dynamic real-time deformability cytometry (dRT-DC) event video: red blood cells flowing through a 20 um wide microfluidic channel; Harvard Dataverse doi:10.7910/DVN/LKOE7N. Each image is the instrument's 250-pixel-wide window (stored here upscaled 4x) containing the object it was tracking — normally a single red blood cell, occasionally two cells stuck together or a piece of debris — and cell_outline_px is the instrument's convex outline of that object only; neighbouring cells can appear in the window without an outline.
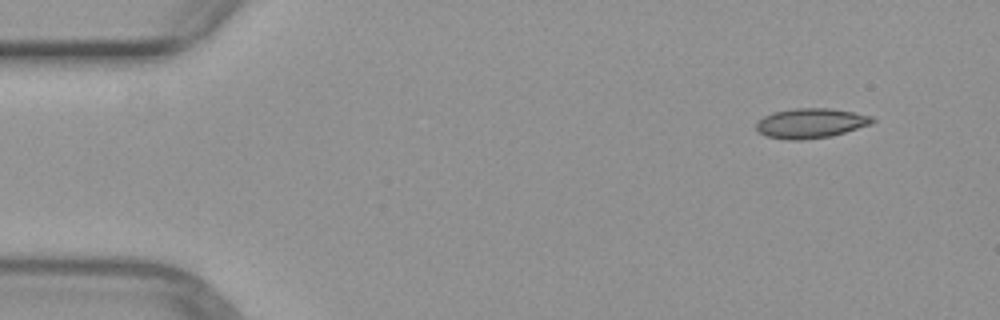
{"species": "common noctule bat (a hibernating species)", "species_latin": "Nyctalus noctula", "temperature_condition": "warm", "stored_images_in_passage": 47, "camera_frame_rate_fps": 3000, "um_per_image_px": 0.085, "animal": {"sex": "female", "body_mass_g": 29.2, "forearm_length_mm": 56.3}, "frame": {"image": 1, "passage_image": 1, "time_ms": 0.0, "image_size_px": [1000, 320], "cell_outline_px": [[876, 120], [872, 124], [832, 136], [800, 140], [788, 140], [768, 136], [760, 132], [756, 128], [756, 124], [764, 116], [772, 112], [792, 108], [832, 108], [872, 116]], "centroid_in_image_um": [68.94, 10.46], "position_along_channel_um": 16.1, "area_um2": 20.17}}
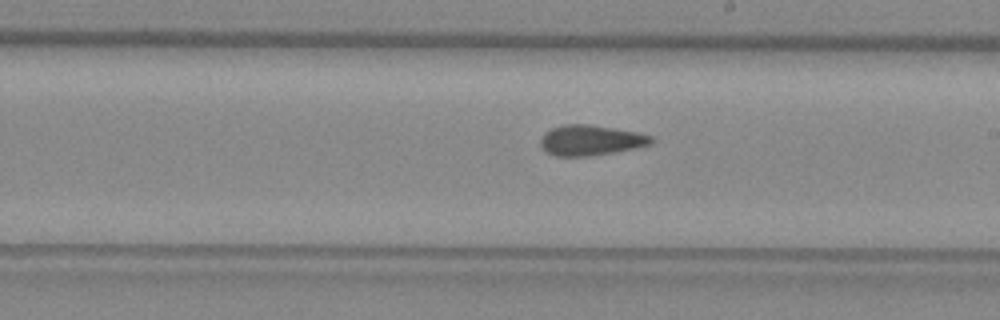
{"frame": {"image": 2, "passage_image": 25, "time_ms": 8.0, "image_size_px": [1000, 320], "cell_outline_px": [[656, 140], [652, 144], [636, 148], [588, 156], [556, 156], [548, 152], [540, 144], [540, 140], [544, 132], [552, 128], [564, 124], [588, 124], [636, 132], [652, 136]], "centroid_in_image_um": [50.22, 11.91], "position_along_channel_um": 238.8, "area_um2": 19.48}}
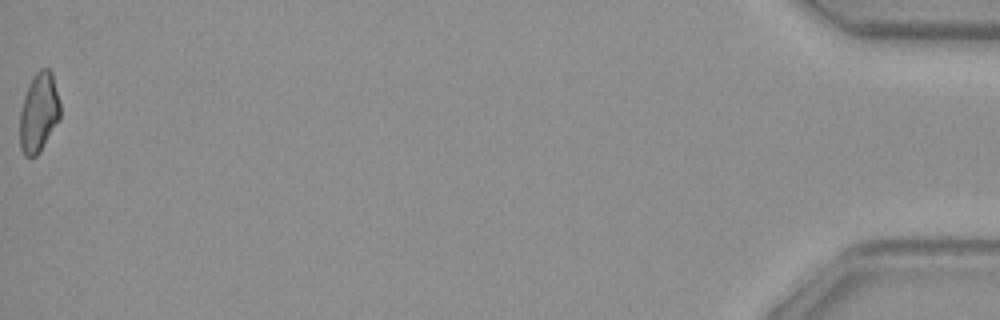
{"frame": {"image": 3, "passage_image": 47, "time_ms": 15.333, "image_size_px": [1000, 320], "cell_outline_px": [[60, 120], [36, 156], [24, 156], [20, 148], [20, 108], [24, 96], [36, 72], [40, 68], [48, 68], [52, 72], [60, 104]], "centroid_in_image_um": [3.3, 9.57], "position_along_channel_um": 431.9, "area_um2": 18.55}}